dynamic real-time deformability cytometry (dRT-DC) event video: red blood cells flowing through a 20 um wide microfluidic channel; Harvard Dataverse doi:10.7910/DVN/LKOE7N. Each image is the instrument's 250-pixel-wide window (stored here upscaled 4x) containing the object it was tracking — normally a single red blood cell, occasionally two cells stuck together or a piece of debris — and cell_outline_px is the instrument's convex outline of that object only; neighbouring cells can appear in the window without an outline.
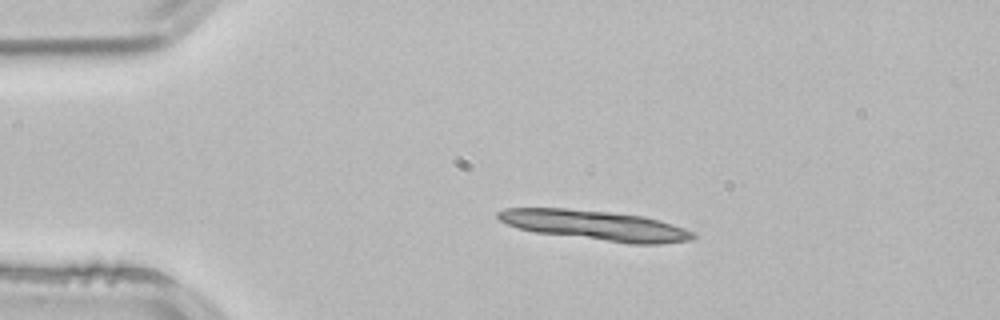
{"species": "common noctule bat (a hibernating species)", "species_latin": "Nyctalus noctula", "temperature_condition": "room temperature", "stored_images_in_passage": 2, "camera_frame_rate_fps": 3000, "um_per_image_px": 0.085, "animal": {"sex": "male", "body_mass_g": 21.5, "forearm_length_mm": 52.0}, "frame": {"image": 1, "passage_image": 1, "time_ms": 0.0, "image_size_px": [1000, 320], "cell_outline_px": [[696, 236], [692, 240], [660, 244], [628, 244], [536, 232], [520, 228], [508, 224], [500, 220], [496, 216], [496, 212], [504, 208], [564, 208], [612, 212], [644, 216], [660, 220], [684, 228], [692, 232]], "centroid_in_image_um": [50.62, 19.16], "position_along_channel_um": 34.4, "area_um2": 34.04}}